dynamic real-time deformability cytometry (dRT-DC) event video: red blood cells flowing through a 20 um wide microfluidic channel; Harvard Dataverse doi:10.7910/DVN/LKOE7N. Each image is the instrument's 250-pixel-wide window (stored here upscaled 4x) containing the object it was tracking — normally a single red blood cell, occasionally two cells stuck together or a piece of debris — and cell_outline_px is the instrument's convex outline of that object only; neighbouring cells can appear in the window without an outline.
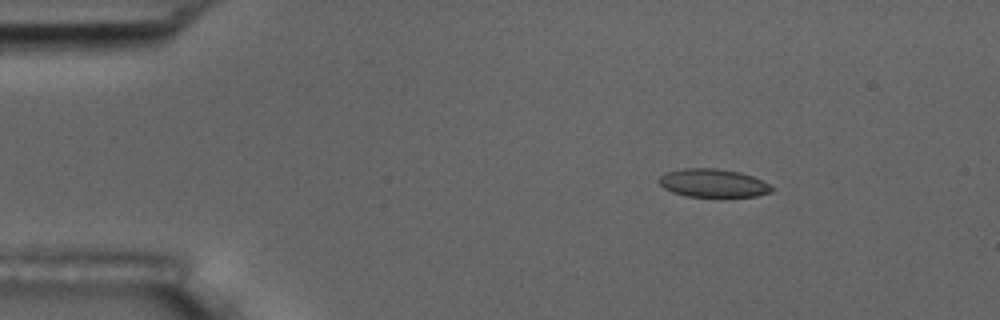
{"species": "common noctule bat (a hibernating species)", "species_latin": "Nyctalus noctula", "temperature_condition": "room temperature", "stored_images_in_passage": 3, "camera_frame_rate_fps": 3000, "um_per_image_px": 0.085, "animal": {"sex": "male", "body_mass_g": 17.5, "forearm_length_mm": 52.3}, "frame": {"image": 1, "passage_image": 1, "time_ms": 0.0, "image_size_px": [1000, 320], "cell_outline_px": [[776, 188], [772, 192], [756, 196], [688, 196], [672, 192], [664, 188], [656, 180], [664, 172], [684, 168], [716, 168], [740, 172], [752, 176]], "centroid_in_image_um": [60.59, 15.55], "position_along_channel_um": 24.4, "area_um2": 18.55}}